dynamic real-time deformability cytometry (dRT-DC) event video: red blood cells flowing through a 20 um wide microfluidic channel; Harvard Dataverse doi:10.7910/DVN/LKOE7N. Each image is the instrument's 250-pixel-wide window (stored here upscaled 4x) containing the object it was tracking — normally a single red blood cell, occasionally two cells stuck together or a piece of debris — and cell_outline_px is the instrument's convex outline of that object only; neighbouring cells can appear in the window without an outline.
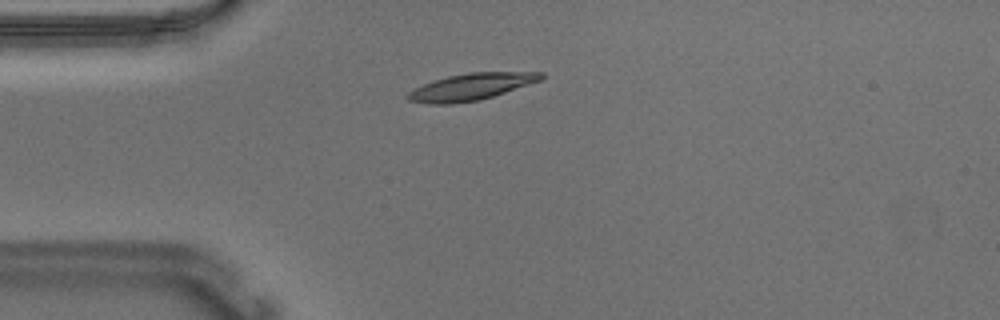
{"species": "Egyptian fruit bat (a non-hibernating species)", "species_latin": "Rousettus aegyptiacus", "temperature_condition": "warm", "stored_images_in_passage": 42, "camera_frame_rate_fps": 3000, "um_per_image_px": 0.085, "animal": {"sex": "male"}, "frame": {"image": 1, "passage_image": 1, "time_ms": 0.0, "image_size_px": [1000, 320], "cell_outline_px": [[544, 76], [540, 80], [480, 100], [452, 104], [428, 104], [408, 100], [404, 96], [408, 92], [424, 84], [448, 76], [468, 72], [544, 72]], "centroid_in_image_um": [40.0, 7.38], "position_along_channel_um": 45.0, "area_um2": 20.52}}
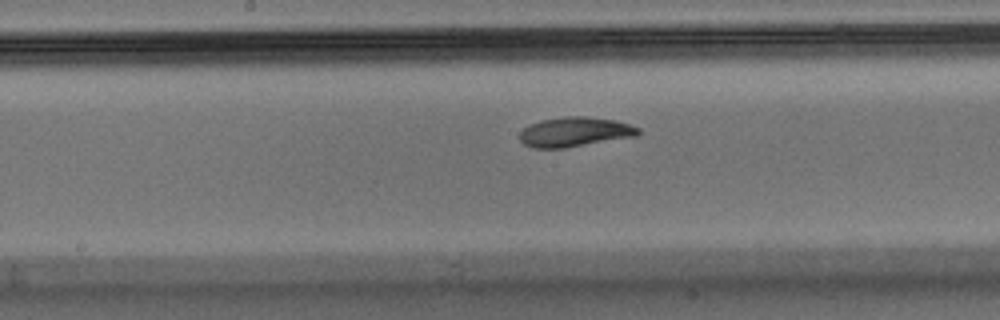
{"frame": {"image": 2, "passage_image": 15, "time_ms": 4.667, "image_size_px": [1000, 320], "cell_outline_px": [[640, 132], [636, 136], [564, 148], [532, 148], [524, 144], [520, 140], [520, 132], [524, 128], [540, 120], [564, 116], [588, 116], [616, 120], [640, 128]], "centroid_in_image_um": [48.86, 11.21], "position_along_channel_um": 199.3, "area_um2": 20.46}}
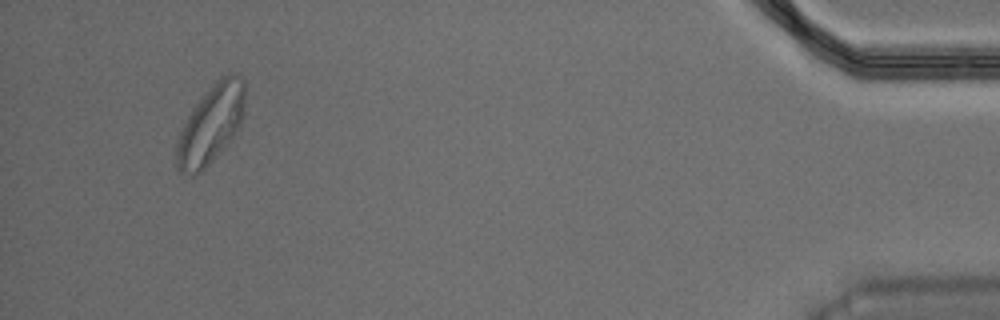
{"frame": {"image": 3, "passage_image": 39, "time_ms": 12.667, "image_size_px": [1000, 320], "cell_outline_px": [[244, 112], [240, 124], [224, 148], [200, 172], [184, 176], [176, 168], [176, 144], [180, 132], [188, 116], [196, 104], [216, 80], [220, 76], [228, 72], [232, 72], [240, 76], [244, 80]], "centroid_in_image_um": [17.91, 10.56], "position_along_channel_um": 417.3, "area_um2": 30.98}, "authors_computed_cell_mechanics": {"area_um2": 20.6924, "velocity_mm_per_s": 3.6475, "shape_relaxation_time_tau1_ms": 3.9664, "shape_relaxation_time_tau2_ms": 2.8004, "deformation_change_tau1": 0.1566, "deformation_change_tau2": 0.0679}}